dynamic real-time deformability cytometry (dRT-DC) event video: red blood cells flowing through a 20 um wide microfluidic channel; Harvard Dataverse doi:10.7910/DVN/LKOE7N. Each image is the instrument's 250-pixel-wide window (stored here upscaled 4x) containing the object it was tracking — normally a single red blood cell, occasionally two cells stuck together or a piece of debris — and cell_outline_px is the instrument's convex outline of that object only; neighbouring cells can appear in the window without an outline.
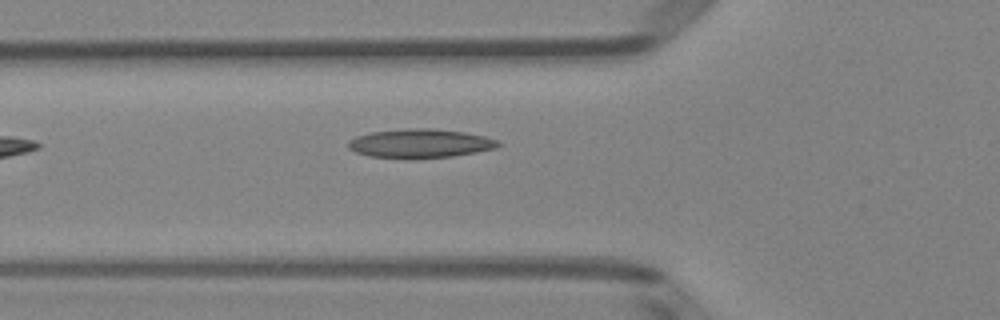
{"species": "Egyptian fruit bat (a non-hibernating species)", "species_latin": "Rousettus aegyptiacus", "temperature_condition": "room temperature", "stored_images_in_passage": 33, "camera_frame_rate_fps": 3000, "um_per_image_px": 0.085, "animal": {"sex": "female"}, "frame": {"image": 1, "passage_image": 2, "time_ms": 0.333, "image_size_px": [1000, 320], "cell_outline_px": [[500, 144], [496, 148], [476, 152], [452, 156], [408, 160], [368, 156], [356, 152], [348, 148], [348, 140], [356, 136], [372, 132], [408, 128], [428, 128], [464, 132], [484, 136], [496, 140]], "centroid_in_image_um": [35.66, 12.21], "position_along_channel_um": 90.1, "area_um2": 25.49}}
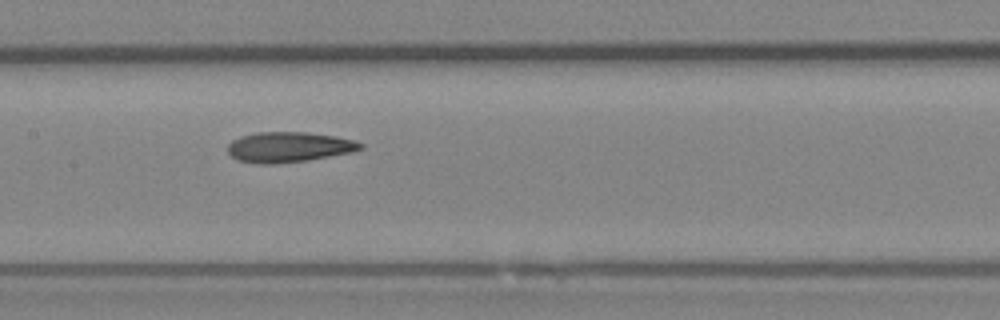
{"frame": {"image": 2, "passage_image": 9, "time_ms": 2.667, "image_size_px": [1000, 320], "cell_outline_px": [[364, 148], [352, 152], [308, 160], [272, 164], [256, 164], [236, 160], [228, 152], [228, 144], [232, 140], [240, 136], [256, 132], [308, 132], [336, 136], [352, 140], [364, 144]], "centroid_in_image_um": [24.53, 12.5], "position_along_channel_um": 182.9, "area_um2": 23.58}}
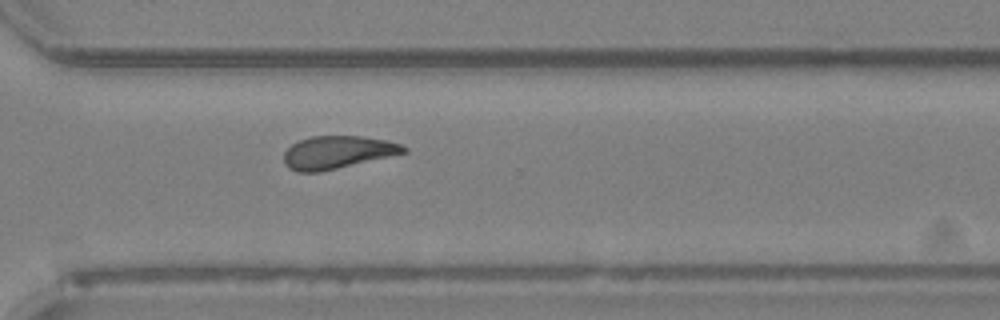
{"frame": {"image": 3, "passage_image": 21, "time_ms": 6.667, "image_size_px": [1000, 320], "cell_outline_px": [[408, 152], [320, 172], [296, 172], [288, 168], [284, 164], [284, 152], [292, 144], [300, 140], [312, 136], [364, 136], [384, 140], [400, 144], [408, 148]], "centroid_in_image_um": [28.66, 12.95], "position_along_channel_um": 341.9, "area_um2": 22.83}}